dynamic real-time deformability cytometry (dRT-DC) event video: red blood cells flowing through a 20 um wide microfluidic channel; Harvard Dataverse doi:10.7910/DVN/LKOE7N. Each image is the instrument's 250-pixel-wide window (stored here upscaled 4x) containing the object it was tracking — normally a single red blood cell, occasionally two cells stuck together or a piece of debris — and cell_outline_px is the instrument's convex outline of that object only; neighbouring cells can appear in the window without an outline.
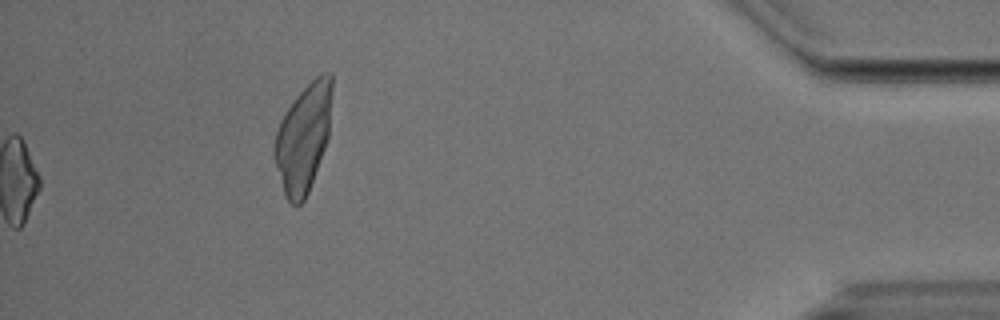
{"species": "Egyptian fruit bat (a non-hibernating species)", "species_latin": "Rousettus aegyptiacus", "temperature_condition": "cold", "stored_images_in_passage": 35, "camera_frame_rate_fps": 3000, "um_per_image_px": 0.085, "animal": {"sex": "male"}, "frame": {"image": 1, "passage_image": 35, "time_ms": 11.333, "image_size_px": [1000, 320], "cell_outline_px": [[332, 92], [328, 136], [324, 148], [308, 192], [304, 200], [296, 208], [284, 196], [276, 164], [276, 132], [280, 120], [296, 96], [316, 76], [324, 72], [332, 72]], "centroid_in_image_um": [25.81, 11.7], "position_along_channel_um": 409.4, "area_um2": 35.43}}